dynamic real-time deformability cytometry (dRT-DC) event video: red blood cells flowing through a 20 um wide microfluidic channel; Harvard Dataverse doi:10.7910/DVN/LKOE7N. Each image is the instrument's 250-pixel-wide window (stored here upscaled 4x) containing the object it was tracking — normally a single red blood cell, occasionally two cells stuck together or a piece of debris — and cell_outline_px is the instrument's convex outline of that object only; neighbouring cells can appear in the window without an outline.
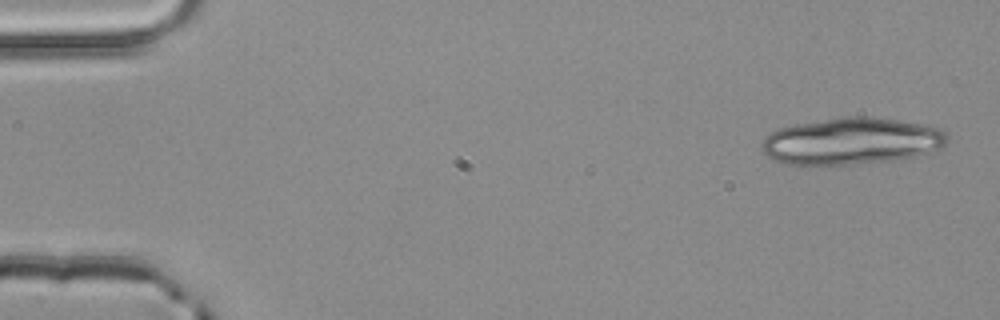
{"species": "common noctule bat (a hibernating species)", "species_latin": "Nyctalus noctula", "temperature_condition": "room temperature", "stored_images_in_passage": 3, "camera_frame_rate_fps": 3000, "um_per_image_px": 0.085, "animal": {"sex": "male", "body_mass_g": 20.4}, "frame": {"image": 1, "passage_image": 3, "time_ms": 0.667, "image_size_px": [1000, 320], "cell_outline_px": [[948, 140], [940, 148], [928, 152], [912, 156], [892, 160], [852, 164], [788, 164], [776, 160], [768, 156], [760, 148], [764, 136], [780, 128], [792, 124], [844, 116], [868, 116], [900, 120], [924, 124], [940, 128], [948, 136]], "centroid_in_image_um": [72.36, 11.97], "position_along_channel_um": 12.6, "area_um2": 50.46}}